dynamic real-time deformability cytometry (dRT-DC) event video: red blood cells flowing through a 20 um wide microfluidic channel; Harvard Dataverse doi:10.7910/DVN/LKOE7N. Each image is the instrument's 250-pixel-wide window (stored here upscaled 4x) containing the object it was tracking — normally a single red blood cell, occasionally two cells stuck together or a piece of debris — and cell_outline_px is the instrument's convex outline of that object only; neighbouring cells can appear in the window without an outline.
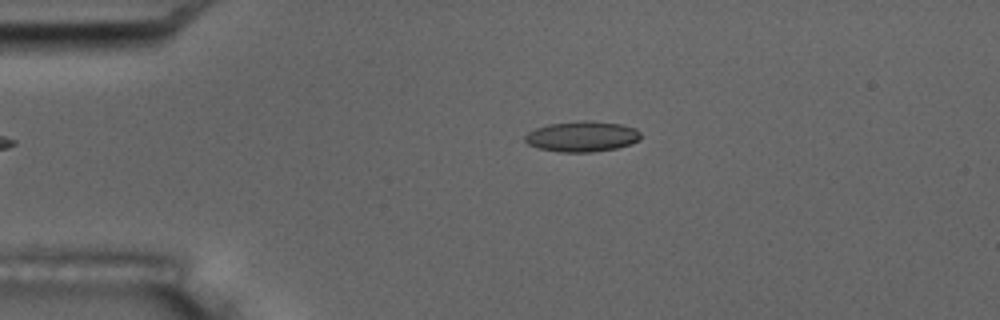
{"species": "common noctule bat (a hibernating species)", "species_latin": "Nyctalus noctula", "temperature_condition": "room temperature", "stored_images_in_passage": 3, "camera_frame_rate_fps": 3000, "um_per_image_px": 0.085, "animal": {"sex": "male", "body_mass_g": 17.5, "forearm_length_mm": 52.3}, "frame": {"image": 1, "passage_image": 3, "time_ms": 2.333, "image_size_px": [1000, 320], "cell_outline_px": [[640, 140], [632, 144], [616, 148], [592, 152], [560, 152], [540, 148], [528, 144], [524, 140], [524, 136], [528, 132], [536, 128], [548, 124], [580, 120], [588, 120], [620, 124], [636, 128], [640, 132]], "centroid_in_image_um": [49.49, 11.59], "position_along_channel_um": 35.5, "area_um2": 20.69}}